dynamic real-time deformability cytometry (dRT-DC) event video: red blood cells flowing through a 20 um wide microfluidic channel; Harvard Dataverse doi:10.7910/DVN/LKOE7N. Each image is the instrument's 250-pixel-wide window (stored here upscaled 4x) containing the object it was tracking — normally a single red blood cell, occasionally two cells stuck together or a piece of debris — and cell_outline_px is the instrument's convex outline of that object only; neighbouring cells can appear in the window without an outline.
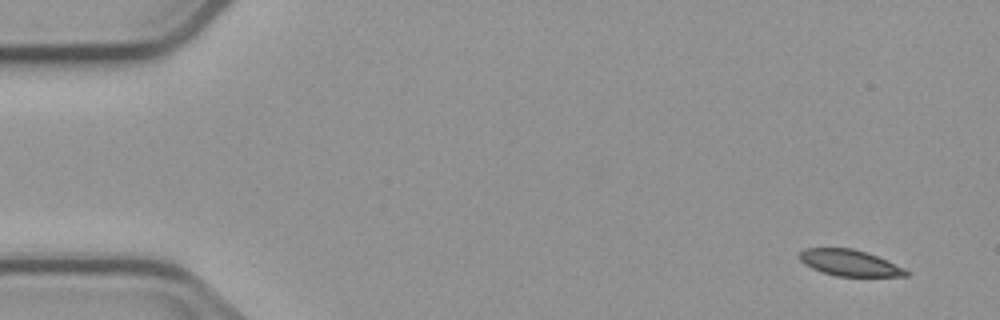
{"species": "common noctule bat (a hibernating species)", "species_latin": "Nyctalus noctula", "temperature_condition": "cold", "stored_images_in_passage": 4, "camera_frame_rate_fps": 3000, "um_per_image_px": 0.085, "animal": {"sex": "male", "body_mass_g": 23.1, "forearm_length_mm": 52.7}, "frame": {"image": 1, "passage_image": 1, "time_ms": 0.0, "image_size_px": [1000, 320], "cell_outline_px": [[908, 276], [836, 276], [812, 268], [804, 264], [800, 260], [800, 252], [804, 248], [852, 248], [888, 260], [904, 268], [908, 272]], "centroid_in_image_um": [72.21, 22.34], "position_along_channel_um": 12.8, "area_um2": 16.07}}
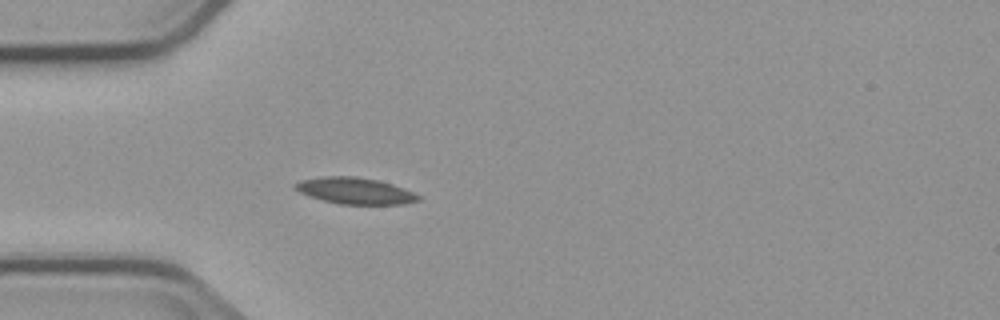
{"frame": {"image": 2, "passage_image": 4, "time_ms": 4.333, "image_size_px": [1000, 320], "cell_outline_px": [[420, 200], [404, 204], [340, 204], [308, 196], [292, 188], [292, 184], [300, 180], [320, 176], [356, 176], [376, 180], [392, 184], [404, 188], [420, 196]], "centroid_in_image_um": [30.12, 16.21], "position_along_channel_um": 54.9, "area_um2": 19.02}}